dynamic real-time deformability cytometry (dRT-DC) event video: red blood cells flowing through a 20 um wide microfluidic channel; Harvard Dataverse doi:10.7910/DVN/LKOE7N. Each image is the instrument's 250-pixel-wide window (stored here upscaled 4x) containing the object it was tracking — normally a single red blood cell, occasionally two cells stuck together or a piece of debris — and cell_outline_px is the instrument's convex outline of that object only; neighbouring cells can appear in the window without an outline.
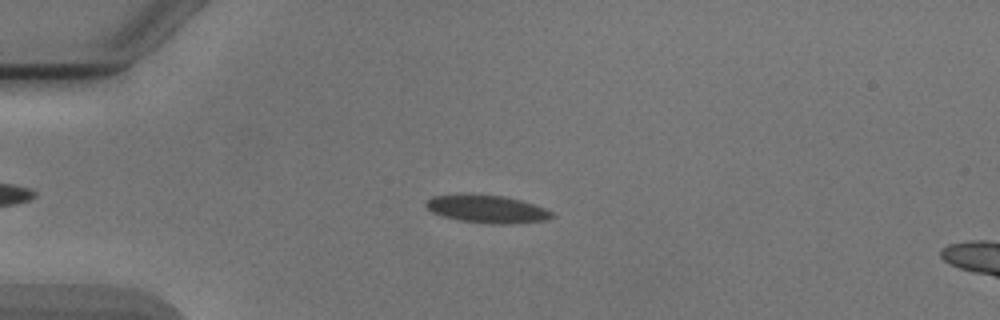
{"species": "Egyptian fruit bat (a non-hibernating species)", "species_latin": "Rousettus aegyptiacus", "temperature_condition": "cold", "stored_images_in_passage": 53, "camera_frame_rate_fps": 3000, "um_per_image_px": 0.085, "animal": {"sex": "male"}, "frame": {"image": 1, "passage_image": 14, "time_ms": 4.333, "image_size_px": [1000, 320], "cell_outline_px": [[556, 216], [544, 220], [516, 224], [488, 224], [460, 220], [444, 216], [432, 212], [424, 204], [432, 196], [456, 192], [468, 192], [504, 196], [520, 200], [544, 208], [552, 212]], "centroid_in_image_um": [41.35, 17.74], "position_along_channel_um": 43.6, "area_um2": 20.92}}
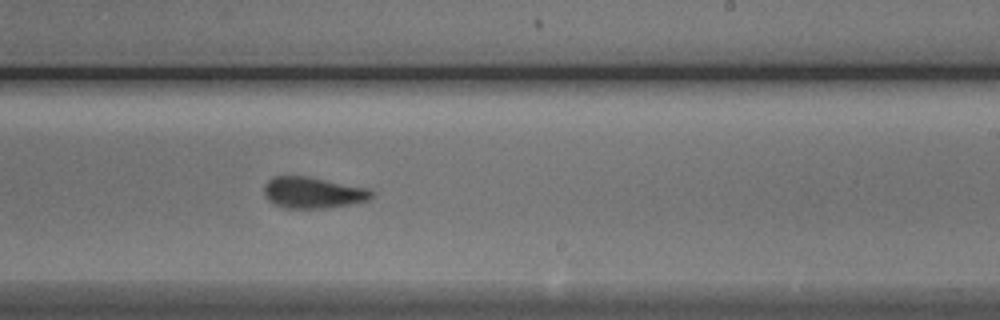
{"frame": {"image": 2, "passage_image": 33, "time_ms": 10.667, "image_size_px": [1000, 320], "cell_outline_px": [[372, 196], [368, 200], [356, 204], [324, 208], [284, 208], [268, 200], [264, 192], [264, 184], [272, 176], [308, 176], [368, 188], [372, 192]], "centroid_in_image_um": [26.6, 16.37], "position_along_channel_um": 262.4, "area_um2": 19.65}}
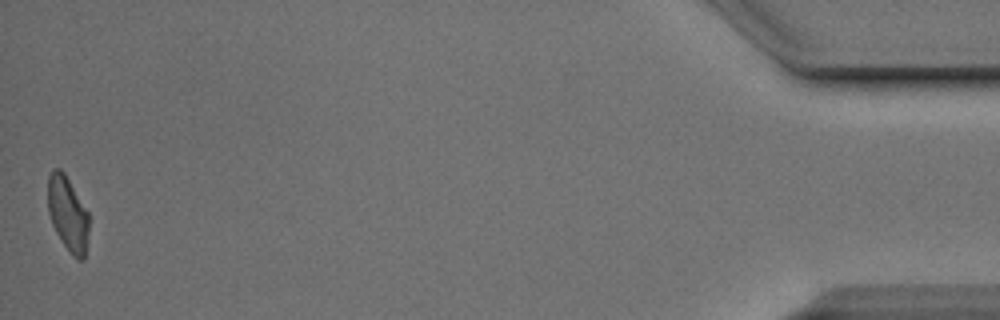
{"frame": {"image": 3, "passage_image": 53, "time_ms": 17.333, "image_size_px": [1000, 320], "cell_outline_px": [[88, 232], [84, 260], [76, 260], [72, 256], [56, 232], [52, 224], [48, 212], [48, 176], [52, 168], [60, 168], [64, 172], [88, 212]], "centroid_in_image_um": [5.75, 18.16], "position_along_channel_um": 429.5, "area_um2": 17.8}, "authors_computed_cell_mechanics": {"area_um2": 19.7676, "velocity_mm_per_s": 3.8828, "shape_relaxation_time_tau1_ms": 5.7383, "shape_relaxation_time_tau2_ms": 2.0883, "deformation_change_tau1": 0.1277, "deformation_change_tau2": 0.0604}}